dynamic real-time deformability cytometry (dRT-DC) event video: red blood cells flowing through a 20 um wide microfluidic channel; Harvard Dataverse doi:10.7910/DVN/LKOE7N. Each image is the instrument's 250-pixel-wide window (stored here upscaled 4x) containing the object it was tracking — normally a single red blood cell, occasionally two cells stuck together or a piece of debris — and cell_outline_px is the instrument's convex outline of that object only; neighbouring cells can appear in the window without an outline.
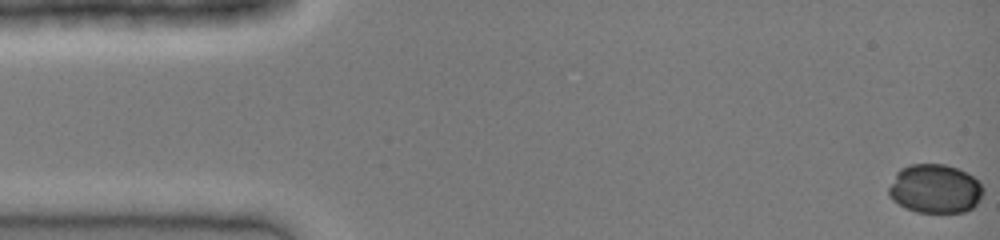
{"species": "common noctule bat (a hibernating species)", "species_latin": "Nyctalus noctula", "temperature_condition": "cold", "stored_images_in_passage": 38, "camera_frame_rate_fps": 3000, "um_per_image_px": 0.085, "animal": {"sex": "female", "body_mass_g": 19.0, "forearm_length_mm": 51.5}, "frame": {"image": 1, "passage_image": 1, "time_ms": 0.0, "image_size_px": [1000, 240], "cell_outline_px": [[984, 192], [980, 200], [972, 208], [964, 212], [916, 212], [904, 208], [892, 200], [888, 196], [888, 188], [896, 172], [900, 168], [908, 164], [944, 164], [956, 168], [972, 176], [984, 188]], "centroid_in_image_um": [79.44, 16.05], "position_along_channel_um": 5.6, "area_um2": 27.11}}
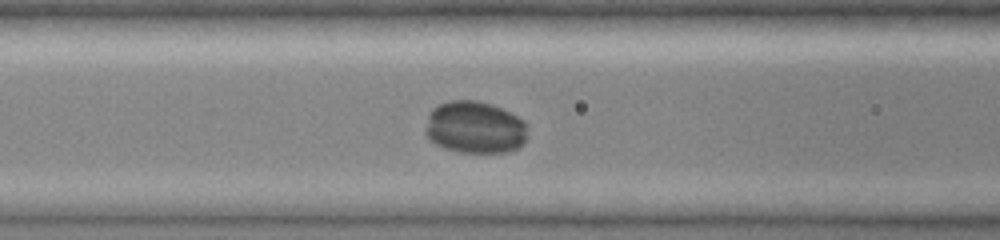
{"frame": {"image": 2, "passage_image": 17, "time_ms": 5.333, "image_size_px": [1000, 240], "cell_outline_px": [[524, 144], [508, 152], [460, 152], [444, 148], [436, 144], [424, 132], [428, 116], [432, 108], [448, 100], [476, 100], [492, 104], [524, 120]], "centroid_in_image_um": [40.32, 10.82], "position_along_channel_um": 126.3, "area_um2": 30.81}}
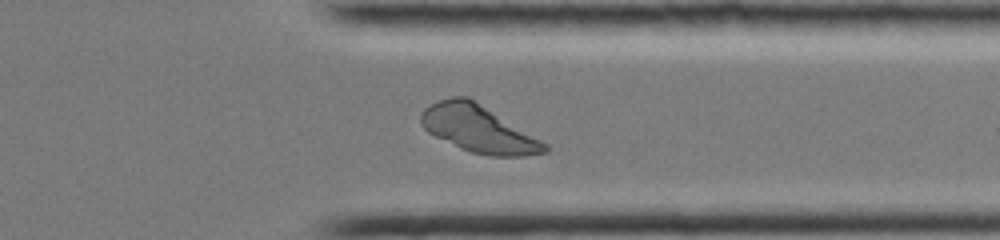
{"frame": {"image": 3, "passage_image": 33, "time_ms": 10.667, "image_size_px": [1000, 240], "cell_outline_px": [[548, 152], [524, 156], [488, 156], [472, 152], [460, 148], [428, 132], [420, 124], [420, 112], [424, 108], [440, 100], [452, 96], [468, 96], [548, 144]], "centroid_in_image_um": [40.66, 10.95], "position_along_channel_um": 370.7, "area_um2": 33.7}}